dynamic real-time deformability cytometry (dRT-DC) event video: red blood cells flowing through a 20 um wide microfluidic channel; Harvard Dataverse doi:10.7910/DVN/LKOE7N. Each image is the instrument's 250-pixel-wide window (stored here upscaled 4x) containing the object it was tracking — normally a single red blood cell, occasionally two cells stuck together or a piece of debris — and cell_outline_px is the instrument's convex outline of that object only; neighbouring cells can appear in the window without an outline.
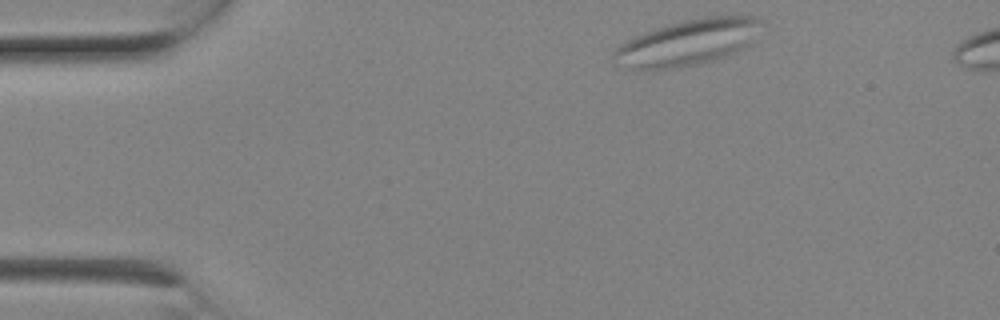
{"species": "Egyptian fruit bat (a non-hibernating species)", "species_latin": "Rousettus aegyptiacus", "temperature_condition": "room temperature", "stored_images_in_passage": 5, "camera_frame_rate_fps": 3000, "um_per_image_px": 0.085, "animal": {"sex": "female"}, "frame": {"image": 1, "passage_image": 1, "time_ms": 0.0, "image_size_px": [1000, 320], "cell_outline_px": [[760, 20], [748, 44], [744, 48], [736, 52], [716, 60], [696, 64], [672, 68], [640, 72], [616, 64], [612, 56], [612, 52], [620, 44], [632, 36], [668, 24], [684, 20], [708, 16], [756, 16]], "centroid_in_image_um": [58.31, 3.65], "position_along_channel_um": 26.7, "area_um2": 39.42}}